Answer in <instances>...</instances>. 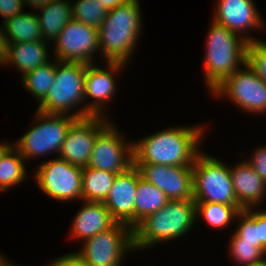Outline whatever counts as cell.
Here are the masks:
<instances>
[{
	"label": "cell",
	"instance_id": "60d3db41",
	"mask_svg": "<svg viewBox=\"0 0 266 266\" xmlns=\"http://www.w3.org/2000/svg\"><path fill=\"white\" fill-rule=\"evenodd\" d=\"M264 255H266V250L263 253V259H262V263L264 264V266H266V258L264 257Z\"/></svg>",
	"mask_w": 266,
	"mask_h": 266
},
{
	"label": "cell",
	"instance_id": "f35d334b",
	"mask_svg": "<svg viewBox=\"0 0 266 266\" xmlns=\"http://www.w3.org/2000/svg\"><path fill=\"white\" fill-rule=\"evenodd\" d=\"M12 145H10V143L8 144V142L7 143H1L0 142V160H1V158H2V156L4 155V153L11 147Z\"/></svg>",
	"mask_w": 266,
	"mask_h": 266
},
{
	"label": "cell",
	"instance_id": "44dd1931",
	"mask_svg": "<svg viewBox=\"0 0 266 266\" xmlns=\"http://www.w3.org/2000/svg\"><path fill=\"white\" fill-rule=\"evenodd\" d=\"M39 10L41 15L38 14L37 17L45 42L54 41L66 24L73 19L72 4L66 0L50 1Z\"/></svg>",
	"mask_w": 266,
	"mask_h": 266
},
{
	"label": "cell",
	"instance_id": "30bf717a",
	"mask_svg": "<svg viewBox=\"0 0 266 266\" xmlns=\"http://www.w3.org/2000/svg\"><path fill=\"white\" fill-rule=\"evenodd\" d=\"M245 68L238 69L217 86L212 93L221 97L227 95L244 111L252 113L266 112V83L262 81L245 62Z\"/></svg>",
	"mask_w": 266,
	"mask_h": 266
},
{
	"label": "cell",
	"instance_id": "8fae6325",
	"mask_svg": "<svg viewBox=\"0 0 266 266\" xmlns=\"http://www.w3.org/2000/svg\"><path fill=\"white\" fill-rule=\"evenodd\" d=\"M54 42L55 56L63 62L93 64L94 54L100 51L98 28L74 19L66 24Z\"/></svg>",
	"mask_w": 266,
	"mask_h": 266
},
{
	"label": "cell",
	"instance_id": "83f0119b",
	"mask_svg": "<svg viewBox=\"0 0 266 266\" xmlns=\"http://www.w3.org/2000/svg\"><path fill=\"white\" fill-rule=\"evenodd\" d=\"M72 12L74 20L99 28L108 10L104 8L100 0H77V2L72 5Z\"/></svg>",
	"mask_w": 266,
	"mask_h": 266
},
{
	"label": "cell",
	"instance_id": "ab89813d",
	"mask_svg": "<svg viewBox=\"0 0 266 266\" xmlns=\"http://www.w3.org/2000/svg\"><path fill=\"white\" fill-rule=\"evenodd\" d=\"M6 258H3V256L0 255V266H11L12 264L9 262V260L7 261Z\"/></svg>",
	"mask_w": 266,
	"mask_h": 266
},
{
	"label": "cell",
	"instance_id": "5bb4252c",
	"mask_svg": "<svg viewBox=\"0 0 266 266\" xmlns=\"http://www.w3.org/2000/svg\"><path fill=\"white\" fill-rule=\"evenodd\" d=\"M141 177L162 190L169 200L193 199L192 166L133 163Z\"/></svg>",
	"mask_w": 266,
	"mask_h": 266
},
{
	"label": "cell",
	"instance_id": "e575fe53",
	"mask_svg": "<svg viewBox=\"0 0 266 266\" xmlns=\"http://www.w3.org/2000/svg\"><path fill=\"white\" fill-rule=\"evenodd\" d=\"M257 226L260 233V249L266 250V210L257 211Z\"/></svg>",
	"mask_w": 266,
	"mask_h": 266
},
{
	"label": "cell",
	"instance_id": "4fadbf2b",
	"mask_svg": "<svg viewBox=\"0 0 266 266\" xmlns=\"http://www.w3.org/2000/svg\"><path fill=\"white\" fill-rule=\"evenodd\" d=\"M104 116L76 119L68 129L59 158L75 166L87 167L97 135L109 124Z\"/></svg>",
	"mask_w": 266,
	"mask_h": 266
},
{
	"label": "cell",
	"instance_id": "d4e9b609",
	"mask_svg": "<svg viewBox=\"0 0 266 266\" xmlns=\"http://www.w3.org/2000/svg\"><path fill=\"white\" fill-rule=\"evenodd\" d=\"M23 161V156L13 145L4 153L0 160V191L23 183L27 175Z\"/></svg>",
	"mask_w": 266,
	"mask_h": 266
},
{
	"label": "cell",
	"instance_id": "6da1fadb",
	"mask_svg": "<svg viewBox=\"0 0 266 266\" xmlns=\"http://www.w3.org/2000/svg\"><path fill=\"white\" fill-rule=\"evenodd\" d=\"M202 128L200 125L172 127L133 142V163L193 166L204 134Z\"/></svg>",
	"mask_w": 266,
	"mask_h": 266
},
{
	"label": "cell",
	"instance_id": "9c48e42d",
	"mask_svg": "<svg viewBox=\"0 0 266 266\" xmlns=\"http://www.w3.org/2000/svg\"><path fill=\"white\" fill-rule=\"evenodd\" d=\"M82 170L83 167L57 157L43 162L35 172V179L39 189L53 199H82Z\"/></svg>",
	"mask_w": 266,
	"mask_h": 266
},
{
	"label": "cell",
	"instance_id": "7a4b0ae2",
	"mask_svg": "<svg viewBox=\"0 0 266 266\" xmlns=\"http://www.w3.org/2000/svg\"><path fill=\"white\" fill-rule=\"evenodd\" d=\"M141 10L138 0L108 11L98 28V44L106 62L127 64L141 31Z\"/></svg>",
	"mask_w": 266,
	"mask_h": 266
},
{
	"label": "cell",
	"instance_id": "603a6c76",
	"mask_svg": "<svg viewBox=\"0 0 266 266\" xmlns=\"http://www.w3.org/2000/svg\"><path fill=\"white\" fill-rule=\"evenodd\" d=\"M166 194L155 185L145 181L138 170L135 195V226L146 216L160 210L168 203Z\"/></svg>",
	"mask_w": 266,
	"mask_h": 266
},
{
	"label": "cell",
	"instance_id": "ba28073f",
	"mask_svg": "<svg viewBox=\"0 0 266 266\" xmlns=\"http://www.w3.org/2000/svg\"><path fill=\"white\" fill-rule=\"evenodd\" d=\"M128 250H135L133 229L116 222L108 230L85 240L82 249L74 253L89 266H121V260Z\"/></svg>",
	"mask_w": 266,
	"mask_h": 266
},
{
	"label": "cell",
	"instance_id": "f546056e",
	"mask_svg": "<svg viewBox=\"0 0 266 266\" xmlns=\"http://www.w3.org/2000/svg\"><path fill=\"white\" fill-rule=\"evenodd\" d=\"M246 63L266 83V42L259 39L247 43Z\"/></svg>",
	"mask_w": 266,
	"mask_h": 266
},
{
	"label": "cell",
	"instance_id": "ffe728a7",
	"mask_svg": "<svg viewBox=\"0 0 266 266\" xmlns=\"http://www.w3.org/2000/svg\"><path fill=\"white\" fill-rule=\"evenodd\" d=\"M45 41H31L26 43H9L3 64L15 65L22 76L35 68L47 64L49 61L47 44Z\"/></svg>",
	"mask_w": 266,
	"mask_h": 266
},
{
	"label": "cell",
	"instance_id": "277c9868",
	"mask_svg": "<svg viewBox=\"0 0 266 266\" xmlns=\"http://www.w3.org/2000/svg\"><path fill=\"white\" fill-rule=\"evenodd\" d=\"M196 217V202L193 199L169 200L133 228L134 249L142 250L185 235L194 225Z\"/></svg>",
	"mask_w": 266,
	"mask_h": 266
},
{
	"label": "cell",
	"instance_id": "f1b7e54d",
	"mask_svg": "<svg viewBox=\"0 0 266 266\" xmlns=\"http://www.w3.org/2000/svg\"><path fill=\"white\" fill-rule=\"evenodd\" d=\"M252 208L244 209L237 217L241 220L238 224L232 240L230 242H249L254 243L260 248V233L257 226V210L254 212Z\"/></svg>",
	"mask_w": 266,
	"mask_h": 266
},
{
	"label": "cell",
	"instance_id": "8992f818",
	"mask_svg": "<svg viewBox=\"0 0 266 266\" xmlns=\"http://www.w3.org/2000/svg\"><path fill=\"white\" fill-rule=\"evenodd\" d=\"M34 117H36L34 126L13 143L14 147L25 160L35 156H45L52 151L59 154L68 129L77 118L69 114H49L39 110Z\"/></svg>",
	"mask_w": 266,
	"mask_h": 266
},
{
	"label": "cell",
	"instance_id": "b9f144b4",
	"mask_svg": "<svg viewBox=\"0 0 266 266\" xmlns=\"http://www.w3.org/2000/svg\"><path fill=\"white\" fill-rule=\"evenodd\" d=\"M248 266H264V264L262 262L256 263V264H251Z\"/></svg>",
	"mask_w": 266,
	"mask_h": 266
},
{
	"label": "cell",
	"instance_id": "9a60e30c",
	"mask_svg": "<svg viewBox=\"0 0 266 266\" xmlns=\"http://www.w3.org/2000/svg\"><path fill=\"white\" fill-rule=\"evenodd\" d=\"M105 70L94 64H87L85 72L84 98L94 99L92 103L71 114L77 119L89 116H104L102 111L105 108V101L113 99L115 93V79L113 75L122 70L126 64L122 62H107ZM114 73V74H113ZM104 107V108H103Z\"/></svg>",
	"mask_w": 266,
	"mask_h": 266
},
{
	"label": "cell",
	"instance_id": "8d00e7d4",
	"mask_svg": "<svg viewBox=\"0 0 266 266\" xmlns=\"http://www.w3.org/2000/svg\"><path fill=\"white\" fill-rule=\"evenodd\" d=\"M130 0H100V3L106 8L108 11L114 9L115 7L125 4Z\"/></svg>",
	"mask_w": 266,
	"mask_h": 266
},
{
	"label": "cell",
	"instance_id": "d6a6232c",
	"mask_svg": "<svg viewBox=\"0 0 266 266\" xmlns=\"http://www.w3.org/2000/svg\"><path fill=\"white\" fill-rule=\"evenodd\" d=\"M23 4V0H0V15L6 21L14 15L20 14Z\"/></svg>",
	"mask_w": 266,
	"mask_h": 266
},
{
	"label": "cell",
	"instance_id": "484cf974",
	"mask_svg": "<svg viewBox=\"0 0 266 266\" xmlns=\"http://www.w3.org/2000/svg\"><path fill=\"white\" fill-rule=\"evenodd\" d=\"M54 78L55 62L51 61L22 76V81L24 88H26L34 98L36 97L40 104L48 94L49 88L54 82Z\"/></svg>",
	"mask_w": 266,
	"mask_h": 266
},
{
	"label": "cell",
	"instance_id": "d6986e66",
	"mask_svg": "<svg viewBox=\"0 0 266 266\" xmlns=\"http://www.w3.org/2000/svg\"><path fill=\"white\" fill-rule=\"evenodd\" d=\"M115 223L103 202L86 201L73 219L70 234L85 241L99 232L108 230Z\"/></svg>",
	"mask_w": 266,
	"mask_h": 266
},
{
	"label": "cell",
	"instance_id": "52a82bcc",
	"mask_svg": "<svg viewBox=\"0 0 266 266\" xmlns=\"http://www.w3.org/2000/svg\"><path fill=\"white\" fill-rule=\"evenodd\" d=\"M87 64L55 60V78L38 109L43 113L66 114L84 99ZM68 112V113H67Z\"/></svg>",
	"mask_w": 266,
	"mask_h": 266
},
{
	"label": "cell",
	"instance_id": "2e32d148",
	"mask_svg": "<svg viewBox=\"0 0 266 266\" xmlns=\"http://www.w3.org/2000/svg\"><path fill=\"white\" fill-rule=\"evenodd\" d=\"M138 184V168L133 164L116 175L112 187L103 202L111 217L120 223L135 227V195Z\"/></svg>",
	"mask_w": 266,
	"mask_h": 266
},
{
	"label": "cell",
	"instance_id": "d590c367",
	"mask_svg": "<svg viewBox=\"0 0 266 266\" xmlns=\"http://www.w3.org/2000/svg\"><path fill=\"white\" fill-rule=\"evenodd\" d=\"M7 46H8V42H7V37H6L4 25H3V28L2 29L0 28V64L2 65L6 57Z\"/></svg>",
	"mask_w": 266,
	"mask_h": 266
},
{
	"label": "cell",
	"instance_id": "4316f807",
	"mask_svg": "<svg viewBox=\"0 0 266 266\" xmlns=\"http://www.w3.org/2000/svg\"><path fill=\"white\" fill-rule=\"evenodd\" d=\"M243 211L240 205H225L212 202H196V215L201 214L205 221L215 228L228 226L232 219Z\"/></svg>",
	"mask_w": 266,
	"mask_h": 266
},
{
	"label": "cell",
	"instance_id": "836d02e7",
	"mask_svg": "<svg viewBox=\"0 0 266 266\" xmlns=\"http://www.w3.org/2000/svg\"><path fill=\"white\" fill-rule=\"evenodd\" d=\"M48 266H89L76 253H69L54 259Z\"/></svg>",
	"mask_w": 266,
	"mask_h": 266
},
{
	"label": "cell",
	"instance_id": "7c38bea8",
	"mask_svg": "<svg viewBox=\"0 0 266 266\" xmlns=\"http://www.w3.org/2000/svg\"><path fill=\"white\" fill-rule=\"evenodd\" d=\"M111 124L97 135L87 167L119 174L133 165V143Z\"/></svg>",
	"mask_w": 266,
	"mask_h": 266
},
{
	"label": "cell",
	"instance_id": "e0dca14e",
	"mask_svg": "<svg viewBox=\"0 0 266 266\" xmlns=\"http://www.w3.org/2000/svg\"><path fill=\"white\" fill-rule=\"evenodd\" d=\"M213 21L230 31L242 33L249 29H259L264 23L253 0H219Z\"/></svg>",
	"mask_w": 266,
	"mask_h": 266
},
{
	"label": "cell",
	"instance_id": "4dcf8cb0",
	"mask_svg": "<svg viewBox=\"0 0 266 266\" xmlns=\"http://www.w3.org/2000/svg\"><path fill=\"white\" fill-rule=\"evenodd\" d=\"M230 254L235 261L244 266L262 262L263 251L249 242H230Z\"/></svg>",
	"mask_w": 266,
	"mask_h": 266
},
{
	"label": "cell",
	"instance_id": "3957f363",
	"mask_svg": "<svg viewBox=\"0 0 266 266\" xmlns=\"http://www.w3.org/2000/svg\"><path fill=\"white\" fill-rule=\"evenodd\" d=\"M209 29L204 67L206 86L212 92L239 69L238 65L245 64L247 43L258 39L240 36L215 21Z\"/></svg>",
	"mask_w": 266,
	"mask_h": 266
},
{
	"label": "cell",
	"instance_id": "ac0fdd59",
	"mask_svg": "<svg viewBox=\"0 0 266 266\" xmlns=\"http://www.w3.org/2000/svg\"><path fill=\"white\" fill-rule=\"evenodd\" d=\"M236 165L230 167L235 197L243 210L255 207L264 201L266 182L246 161Z\"/></svg>",
	"mask_w": 266,
	"mask_h": 266
},
{
	"label": "cell",
	"instance_id": "5b68a950",
	"mask_svg": "<svg viewBox=\"0 0 266 266\" xmlns=\"http://www.w3.org/2000/svg\"><path fill=\"white\" fill-rule=\"evenodd\" d=\"M192 171L195 202L240 205L233 190L230 166L199 152L193 162Z\"/></svg>",
	"mask_w": 266,
	"mask_h": 266
},
{
	"label": "cell",
	"instance_id": "74e56055",
	"mask_svg": "<svg viewBox=\"0 0 266 266\" xmlns=\"http://www.w3.org/2000/svg\"><path fill=\"white\" fill-rule=\"evenodd\" d=\"M50 1L53 0H23V3H27L29 6H33L35 9L45 7Z\"/></svg>",
	"mask_w": 266,
	"mask_h": 266
},
{
	"label": "cell",
	"instance_id": "1f68e13d",
	"mask_svg": "<svg viewBox=\"0 0 266 266\" xmlns=\"http://www.w3.org/2000/svg\"><path fill=\"white\" fill-rule=\"evenodd\" d=\"M251 159L249 161L246 160V162L266 182V146L256 148Z\"/></svg>",
	"mask_w": 266,
	"mask_h": 266
},
{
	"label": "cell",
	"instance_id": "7402d4cb",
	"mask_svg": "<svg viewBox=\"0 0 266 266\" xmlns=\"http://www.w3.org/2000/svg\"><path fill=\"white\" fill-rule=\"evenodd\" d=\"M2 25H4L8 44L44 41L35 13L21 12L4 21Z\"/></svg>",
	"mask_w": 266,
	"mask_h": 266
},
{
	"label": "cell",
	"instance_id": "cb8c5ba5",
	"mask_svg": "<svg viewBox=\"0 0 266 266\" xmlns=\"http://www.w3.org/2000/svg\"><path fill=\"white\" fill-rule=\"evenodd\" d=\"M116 173L91 167L82 170V200L104 202L112 187Z\"/></svg>",
	"mask_w": 266,
	"mask_h": 266
}]
</instances>
